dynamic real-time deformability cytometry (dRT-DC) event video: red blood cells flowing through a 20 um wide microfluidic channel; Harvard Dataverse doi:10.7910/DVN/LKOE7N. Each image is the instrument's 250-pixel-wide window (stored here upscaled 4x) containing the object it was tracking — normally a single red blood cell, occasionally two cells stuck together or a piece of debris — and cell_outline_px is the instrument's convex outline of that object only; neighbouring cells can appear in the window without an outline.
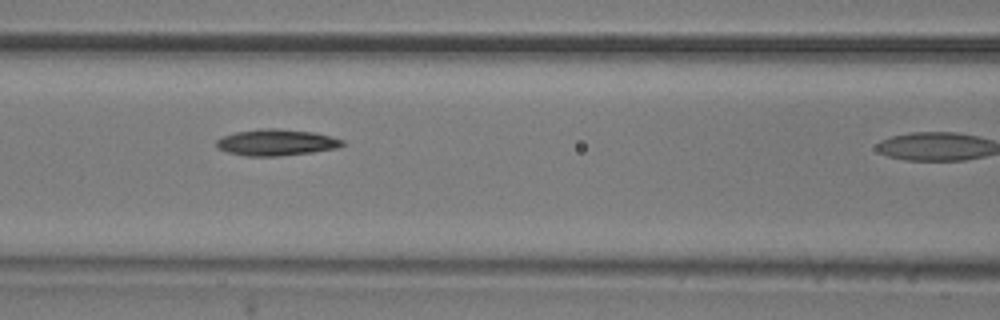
{"species": "common noctule bat (a hibernating species)", "species_latin": "Nyctalus noctula", "temperature_condition": "room temperature", "stored_images_in_passage": 13, "camera_frame_rate_fps": 3000, "um_per_image_px": 0.085, "animal": {"sex": "male", "body_mass_g": 20.5, "forearm_length_mm": 52.5}, "frame": {"image": 1, "passage_image": 6, "time_ms": 1.667, "image_size_px": [1000, 320], "cell_outline_px": [[344, 144], [336, 148], [312, 152], [276, 156], [244, 156], [228, 152], [220, 148], [216, 144], [216, 140], [224, 136], [236, 132], [260, 128], [276, 128], [312, 132], [344, 140]], "centroid_in_image_um": [23.47, 12.1], "position_along_channel_um": 143.1, "area_um2": 19.07}}
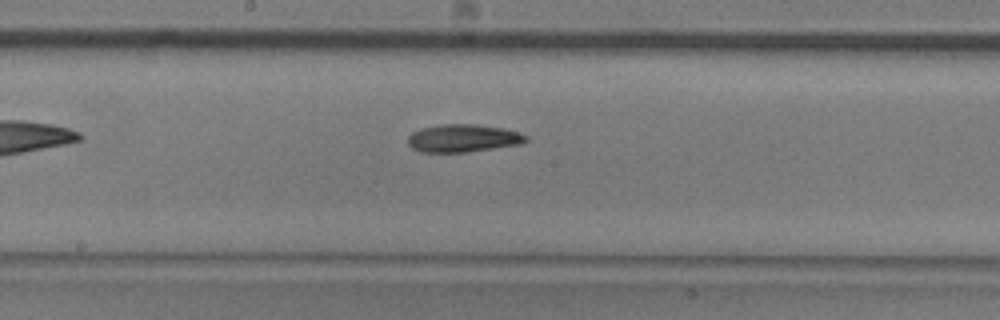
{"frame": {"image": 2, "passage_image": 11, "time_ms": 3.333, "image_size_px": [1000, 320], "cell_outline_px": [[528, 140], [520, 144], [464, 152], [420, 152], [412, 148], [408, 144], [408, 136], [412, 132], [424, 128], [444, 124], [476, 124], [504, 128], [528, 136]], "centroid_in_image_um": [39.35, 11.75], "position_along_channel_um": 208.9, "area_um2": 18.9}}